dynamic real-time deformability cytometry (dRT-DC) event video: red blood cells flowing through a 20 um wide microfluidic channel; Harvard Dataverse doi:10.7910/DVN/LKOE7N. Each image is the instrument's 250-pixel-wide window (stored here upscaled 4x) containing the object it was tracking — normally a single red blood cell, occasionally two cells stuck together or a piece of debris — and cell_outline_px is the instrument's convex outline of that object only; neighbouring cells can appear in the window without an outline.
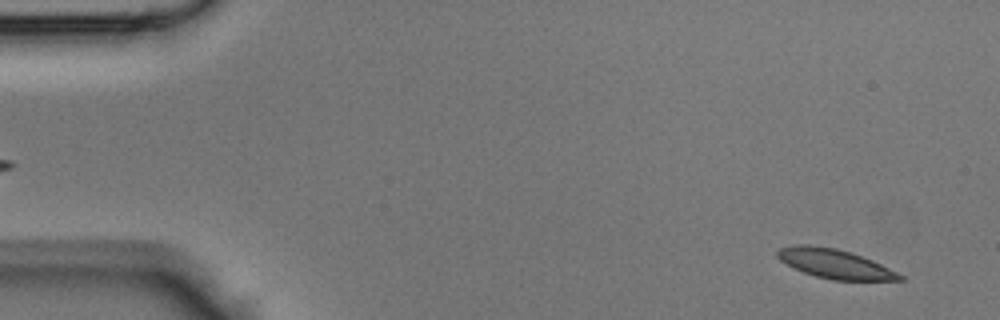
{"species": "Egyptian fruit bat (a non-hibernating species)", "species_latin": "Rousettus aegyptiacus", "temperature_condition": "room temperature", "stored_images_in_passage": 46, "camera_frame_rate_fps": 3000, "um_per_image_px": 0.085, "animal": {"sex": "male"}, "frame": {"image": 1, "passage_image": 3, "time_ms": 0.667, "image_size_px": [1000, 320], "cell_outline_px": [[904, 280], [832, 280], [816, 276], [804, 272], [780, 260], [776, 256], [776, 252], [780, 248], [792, 244], [808, 244], [836, 248], [852, 252], [872, 260], [904, 276]], "centroid_in_image_um": [70.94, 22.4], "position_along_channel_um": 14.1, "area_um2": 20.75}}
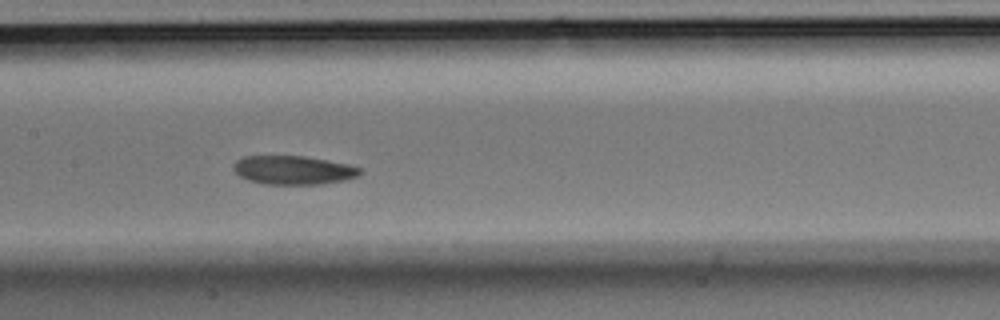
{"frame": {"image": 2, "passage_image": 22, "time_ms": 7.0, "image_size_px": [1000, 320], "cell_outline_px": [[364, 172], [360, 176], [344, 180], [320, 184], [264, 184], [248, 180], [240, 176], [232, 168], [232, 164], [236, 160], [244, 156], [304, 156], [328, 160], [348, 164], [364, 168]], "centroid_in_image_um": [24.97, 14.45], "position_along_channel_um": 182.4, "area_um2": 21.44}}
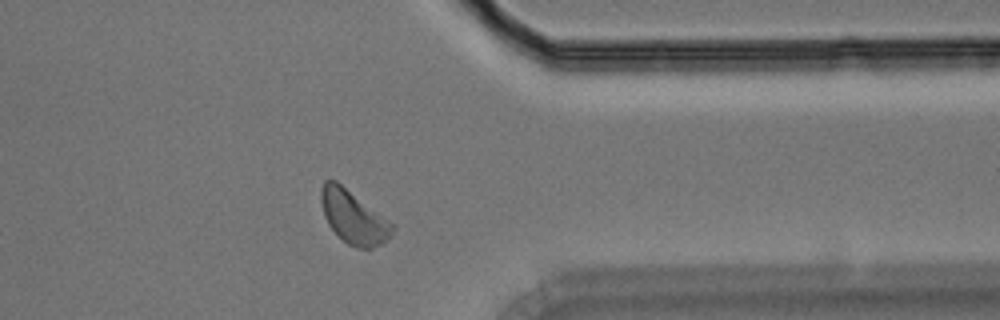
{"frame": {"image": 3, "passage_image": 36, "time_ms": 11.667, "image_size_px": [1000, 320], "cell_outline_px": [[396, 228], [392, 236], [380, 244], [372, 248], [356, 248], [348, 244], [328, 224], [324, 216], [320, 200], [320, 188], [324, 180], [336, 180], [396, 224]], "centroid_in_image_um": [30.08, 18.43], "position_along_channel_um": 381.3, "area_um2": 22.31}}